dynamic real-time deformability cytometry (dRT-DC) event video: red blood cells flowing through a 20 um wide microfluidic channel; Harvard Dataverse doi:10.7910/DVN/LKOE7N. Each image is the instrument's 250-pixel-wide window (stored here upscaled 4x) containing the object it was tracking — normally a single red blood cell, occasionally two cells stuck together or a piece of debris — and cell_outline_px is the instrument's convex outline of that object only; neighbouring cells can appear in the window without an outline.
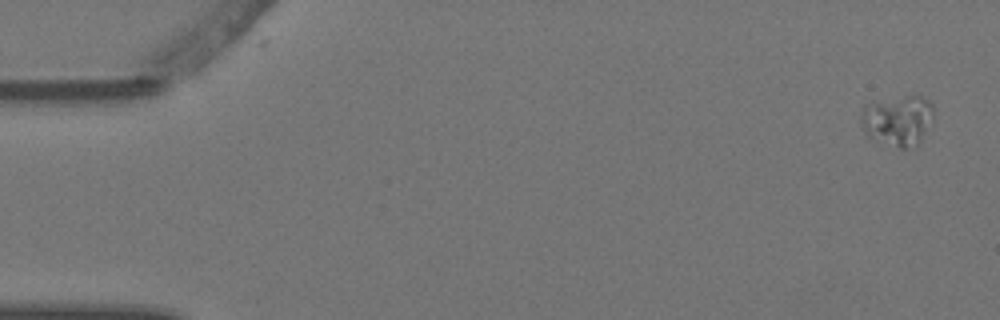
{"species": "Egyptian fruit bat (a non-hibernating species)", "species_latin": "Rousettus aegyptiacus", "temperature_condition": "warm", "stored_images_in_passage": 5, "camera_frame_rate_fps": 3000, "um_per_image_px": 0.085, "animal": {"sex": "female"}, "frame": {"image": 1, "passage_image": 1, "time_ms": 0.0, "image_size_px": [1000, 320], "cell_outline_px": [[932, 116], [916, 148], [900, 148], [868, 136], [860, 124], [860, 116], [864, 104], [872, 100], [908, 96], [924, 96], [932, 104]], "centroid_in_image_um": [76.25, 10.2], "position_along_channel_um": 8.7, "area_um2": 21.27}}
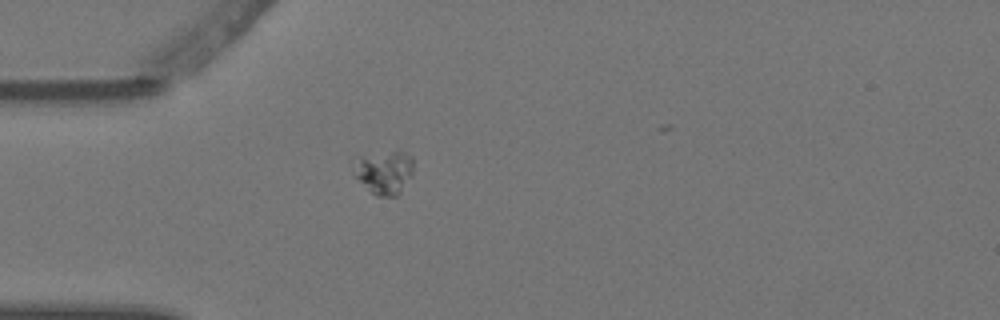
{"frame": {"image": 2, "passage_image": 5, "time_ms": 1.333, "image_size_px": [1000, 320], "cell_outline_px": [[412, 176], [400, 192], [396, 196], [376, 196], [352, 176], [352, 172], [360, 156], [400, 148], [412, 156]], "centroid_in_image_um": [32.67, 14.6], "position_along_channel_um": 52.3, "area_um2": 15.55}}